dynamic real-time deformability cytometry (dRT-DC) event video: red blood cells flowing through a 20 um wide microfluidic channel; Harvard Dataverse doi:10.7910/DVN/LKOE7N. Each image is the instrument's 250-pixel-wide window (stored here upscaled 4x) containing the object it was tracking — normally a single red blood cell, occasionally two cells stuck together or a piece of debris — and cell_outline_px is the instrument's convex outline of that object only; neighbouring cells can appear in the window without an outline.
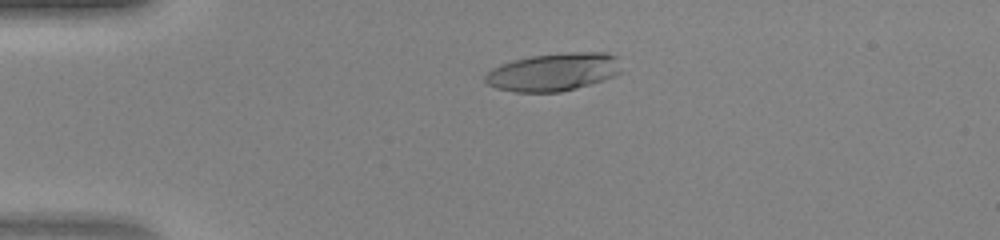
{"species": "human", "species_latin": "Homo sapiens", "temperature_condition": "warm", "stored_images_in_passage": 48, "camera_frame_rate_fps": 3000, "um_per_image_px": 0.085, "donor": {"sex": "female"}, "frame": {"image": 1, "passage_image": 12, "time_ms": 3.667, "image_size_px": [1000, 240], "cell_outline_px": [[620, 72], [604, 80], [576, 88], [560, 92], [512, 92], [496, 88], [488, 84], [484, 80], [484, 76], [492, 68], [500, 64], [512, 60], [532, 56], [568, 52], [608, 52], [616, 56]], "centroid_in_image_um": [47.01, 6.12], "position_along_channel_um": 38.0, "area_um2": 30.06}}
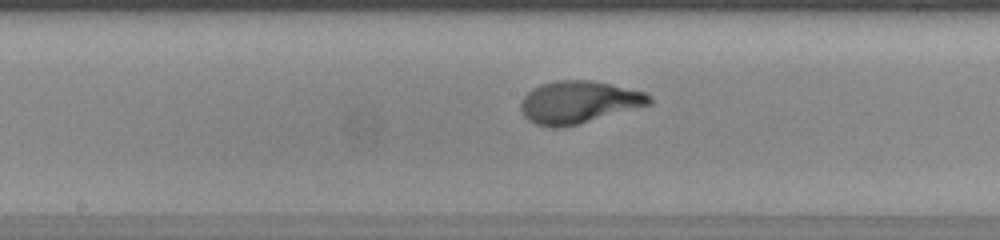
{"frame": {"image": 2, "passage_image": 26, "time_ms": 8.333, "image_size_px": [1000, 240], "cell_outline_px": [[652, 104], [576, 124], [556, 128], [548, 128], [536, 124], [528, 120], [524, 116], [520, 108], [520, 104], [524, 96], [532, 88], [540, 84], [556, 80], [592, 80], [644, 92], [652, 96]], "centroid_in_image_um": [49.16, 8.68], "position_along_channel_um": 199.0, "area_um2": 31.62}}
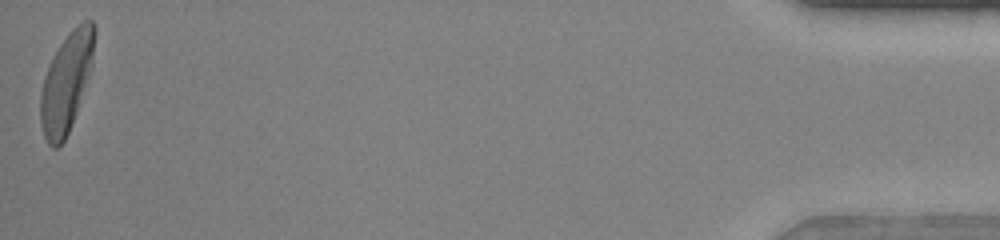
{"frame": {"image": 3, "passage_image": 48, "time_ms": 15.667, "image_size_px": [1000, 240], "cell_outline_px": [[96, 32], [92, 64], [76, 112], [68, 132], [64, 140], [56, 148], [52, 148], [48, 144], [44, 136], [40, 124], [40, 92], [44, 76], [60, 44], [72, 28], [84, 20], [92, 20], [96, 24]], "centroid_in_image_um": [5.64, 6.97], "position_along_channel_um": 429.6, "area_um2": 30.81}}